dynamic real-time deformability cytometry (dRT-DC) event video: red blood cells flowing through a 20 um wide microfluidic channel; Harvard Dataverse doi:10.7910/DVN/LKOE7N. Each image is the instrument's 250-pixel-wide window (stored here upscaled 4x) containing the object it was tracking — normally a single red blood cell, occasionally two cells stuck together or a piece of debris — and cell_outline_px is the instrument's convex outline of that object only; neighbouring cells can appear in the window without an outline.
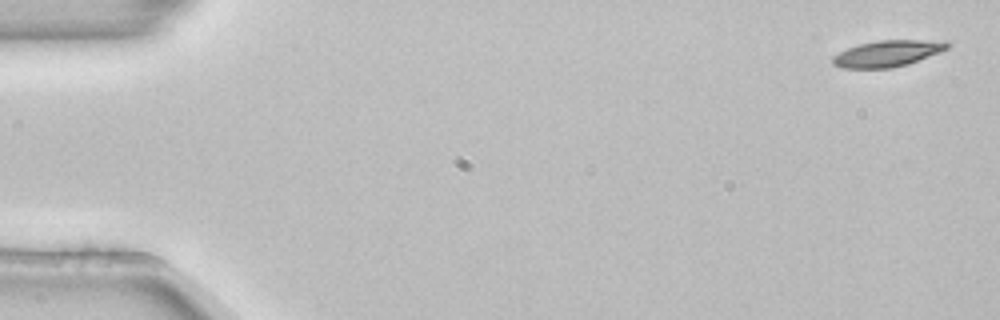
{"species": "common noctule bat (a hibernating species)", "species_latin": "Nyctalus noctula", "temperature_condition": "room temperature", "stored_images_in_passage": 4, "camera_frame_rate_fps": 3000, "um_per_image_px": 0.085, "animal": {"sex": "female", "body_mass_g": 22.7, "forearm_length_mm": 54.2}, "frame": {"image": 1, "passage_image": 1, "time_ms": 0.0, "image_size_px": [1000, 320], "cell_outline_px": [[948, 48], [940, 52], [908, 64], [892, 68], [840, 68], [832, 64], [832, 56], [848, 48], [860, 44], [880, 40], [948, 40]], "centroid_in_image_um": [75.44, 4.55], "position_along_channel_um": 9.6, "area_um2": 17.57}}
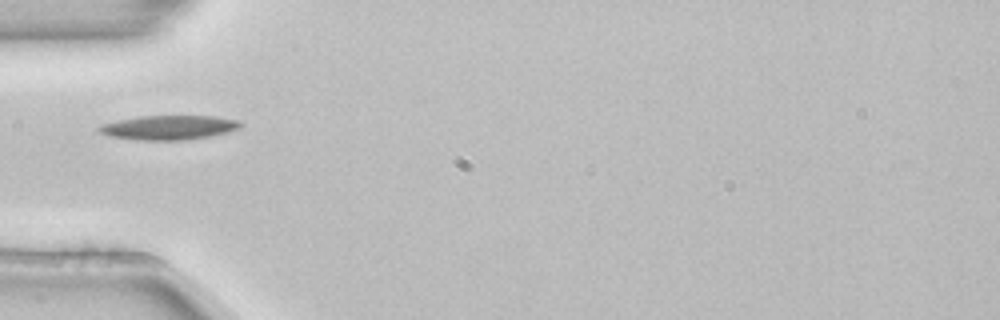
{"frame": {"image": 2, "passage_image": 4, "time_ms": 1.0, "image_size_px": [1000, 320], "cell_outline_px": [[244, 124], [240, 128], [228, 132], [212, 136], [188, 140], [136, 140], [112, 136], [100, 132], [96, 128], [100, 124], [140, 116], [216, 116], [240, 120]], "centroid_in_image_um": [14.42, 10.84], "position_along_channel_um": 70.6, "area_um2": 20.23}}